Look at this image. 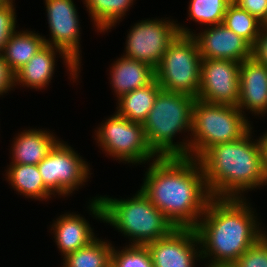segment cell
<instances>
[{"label":"cell","instance_id":"obj_1","mask_svg":"<svg viewBox=\"0 0 267 267\" xmlns=\"http://www.w3.org/2000/svg\"><path fill=\"white\" fill-rule=\"evenodd\" d=\"M141 191L175 228H195L212 196L197 159L156 157Z\"/></svg>","mask_w":267,"mask_h":267},{"label":"cell","instance_id":"obj_2","mask_svg":"<svg viewBox=\"0 0 267 267\" xmlns=\"http://www.w3.org/2000/svg\"><path fill=\"white\" fill-rule=\"evenodd\" d=\"M245 198H212L194 228L207 267H231L266 234ZM212 256V257H211ZM208 257V258H207Z\"/></svg>","mask_w":267,"mask_h":267},{"label":"cell","instance_id":"obj_3","mask_svg":"<svg viewBox=\"0 0 267 267\" xmlns=\"http://www.w3.org/2000/svg\"><path fill=\"white\" fill-rule=\"evenodd\" d=\"M251 133L209 147L197 158L212 198L241 199L244 191L267 185L260 141H251Z\"/></svg>","mask_w":267,"mask_h":267},{"label":"cell","instance_id":"obj_4","mask_svg":"<svg viewBox=\"0 0 267 267\" xmlns=\"http://www.w3.org/2000/svg\"><path fill=\"white\" fill-rule=\"evenodd\" d=\"M90 202V213L128 236L133 242L131 245H146L168 236L175 229L141 189L130 199L100 196Z\"/></svg>","mask_w":267,"mask_h":267},{"label":"cell","instance_id":"obj_5","mask_svg":"<svg viewBox=\"0 0 267 267\" xmlns=\"http://www.w3.org/2000/svg\"><path fill=\"white\" fill-rule=\"evenodd\" d=\"M196 98L184 93L161 90L143 123L148 146L158 157L188 156L189 140L173 143L178 132L192 128Z\"/></svg>","mask_w":267,"mask_h":267},{"label":"cell","instance_id":"obj_6","mask_svg":"<svg viewBox=\"0 0 267 267\" xmlns=\"http://www.w3.org/2000/svg\"><path fill=\"white\" fill-rule=\"evenodd\" d=\"M245 117L237 106L208 103L196 98L190 135L193 137L187 157L197 159L209 147L244 137L252 129Z\"/></svg>","mask_w":267,"mask_h":267},{"label":"cell","instance_id":"obj_7","mask_svg":"<svg viewBox=\"0 0 267 267\" xmlns=\"http://www.w3.org/2000/svg\"><path fill=\"white\" fill-rule=\"evenodd\" d=\"M201 60L197 42L192 35L178 34L155 69V79L162 90L197 98L201 84Z\"/></svg>","mask_w":267,"mask_h":267},{"label":"cell","instance_id":"obj_8","mask_svg":"<svg viewBox=\"0 0 267 267\" xmlns=\"http://www.w3.org/2000/svg\"><path fill=\"white\" fill-rule=\"evenodd\" d=\"M101 125L95 140L116 160L141 164L158 157L148 146L142 123L130 121L116 112Z\"/></svg>","mask_w":267,"mask_h":267},{"label":"cell","instance_id":"obj_9","mask_svg":"<svg viewBox=\"0 0 267 267\" xmlns=\"http://www.w3.org/2000/svg\"><path fill=\"white\" fill-rule=\"evenodd\" d=\"M71 146L58 141L37 165L44 185L53 193L67 196L89 178V166Z\"/></svg>","mask_w":267,"mask_h":267},{"label":"cell","instance_id":"obj_10","mask_svg":"<svg viewBox=\"0 0 267 267\" xmlns=\"http://www.w3.org/2000/svg\"><path fill=\"white\" fill-rule=\"evenodd\" d=\"M179 24L170 20H142L129 31L124 56L157 68L169 44L177 37Z\"/></svg>","mask_w":267,"mask_h":267},{"label":"cell","instance_id":"obj_11","mask_svg":"<svg viewBox=\"0 0 267 267\" xmlns=\"http://www.w3.org/2000/svg\"><path fill=\"white\" fill-rule=\"evenodd\" d=\"M201 84L197 99L208 103L237 106L240 63L232 60L202 59Z\"/></svg>","mask_w":267,"mask_h":267},{"label":"cell","instance_id":"obj_12","mask_svg":"<svg viewBox=\"0 0 267 267\" xmlns=\"http://www.w3.org/2000/svg\"><path fill=\"white\" fill-rule=\"evenodd\" d=\"M177 29L181 35H192L202 59L232 60L241 63L252 56V46L223 24L208 26L198 35L184 26L179 25Z\"/></svg>","mask_w":267,"mask_h":267},{"label":"cell","instance_id":"obj_13","mask_svg":"<svg viewBox=\"0 0 267 267\" xmlns=\"http://www.w3.org/2000/svg\"><path fill=\"white\" fill-rule=\"evenodd\" d=\"M51 40L45 44L62 49L80 67V24L73 0H45ZM50 40V41H49Z\"/></svg>","mask_w":267,"mask_h":267},{"label":"cell","instance_id":"obj_14","mask_svg":"<svg viewBox=\"0 0 267 267\" xmlns=\"http://www.w3.org/2000/svg\"><path fill=\"white\" fill-rule=\"evenodd\" d=\"M198 244L194 228H175L168 236L146 246L154 267H194L196 258H201Z\"/></svg>","mask_w":267,"mask_h":267},{"label":"cell","instance_id":"obj_15","mask_svg":"<svg viewBox=\"0 0 267 267\" xmlns=\"http://www.w3.org/2000/svg\"><path fill=\"white\" fill-rule=\"evenodd\" d=\"M237 107L243 114V109L255 115L267 113V66L253 55L240 63Z\"/></svg>","mask_w":267,"mask_h":267},{"label":"cell","instance_id":"obj_16","mask_svg":"<svg viewBox=\"0 0 267 267\" xmlns=\"http://www.w3.org/2000/svg\"><path fill=\"white\" fill-rule=\"evenodd\" d=\"M58 52L64 58L63 61L73 80L77 79L80 67L62 49L45 44L27 64L15 73V86L22 84L24 87L38 88V90L47 87L54 74L55 54Z\"/></svg>","mask_w":267,"mask_h":267},{"label":"cell","instance_id":"obj_17","mask_svg":"<svg viewBox=\"0 0 267 267\" xmlns=\"http://www.w3.org/2000/svg\"><path fill=\"white\" fill-rule=\"evenodd\" d=\"M110 72V84L118 99L135 89L150 84L155 79L153 67L124 55L114 62Z\"/></svg>","mask_w":267,"mask_h":267},{"label":"cell","instance_id":"obj_18","mask_svg":"<svg viewBox=\"0 0 267 267\" xmlns=\"http://www.w3.org/2000/svg\"><path fill=\"white\" fill-rule=\"evenodd\" d=\"M56 220L51 230L55 234L56 245L64 257L88 245L96 238L90 224L78 214L61 215Z\"/></svg>","mask_w":267,"mask_h":267},{"label":"cell","instance_id":"obj_19","mask_svg":"<svg viewBox=\"0 0 267 267\" xmlns=\"http://www.w3.org/2000/svg\"><path fill=\"white\" fill-rule=\"evenodd\" d=\"M25 131V132H24ZM13 142L10 164L38 165L59 141L46 130H24Z\"/></svg>","mask_w":267,"mask_h":267},{"label":"cell","instance_id":"obj_20","mask_svg":"<svg viewBox=\"0 0 267 267\" xmlns=\"http://www.w3.org/2000/svg\"><path fill=\"white\" fill-rule=\"evenodd\" d=\"M45 45L44 36L33 31L14 32L2 51L3 58L15 74Z\"/></svg>","mask_w":267,"mask_h":267},{"label":"cell","instance_id":"obj_21","mask_svg":"<svg viewBox=\"0 0 267 267\" xmlns=\"http://www.w3.org/2000/svg\"><path fill=\"white\" fill-rule=\"evenodd\" d=\"M161 90L154 79L150 84L123 95L118 99L117 113L130 121L143 124Z\"/></svg>","mask_w":267,"mask_h":267},{"label":"cell","instance_id":"obj_22","mask_svg":"<svg viewBox=\"0 0 267 267\" xmlns=\"http://www.w3.org/2000/svg\"><path fill=\"white\" fill-rule=\"evenodd\" d=\"M6 179L13 189L27 198L50 199L53 194L45 185L37 165L11 164Z\"/></svg>","mask_w":267,"mask_h":267},{"label":"cell","instance_id":"obj_23","mask_svg":"<svg viewBox=\"0 0 267 267\" xmlns=\"http://www.w3.org/2000/svg\"><path fill=\"white\" fill-rule=\"evenodd\" d=\"M113 246L97 237L88 245L63 257L62 267H111Z\"/></svg>","mask_w":267,"mask_h":267},{"label":"cell","instance_id":"obj_24","mask_svg":"<svg viewBox=\"0 0 267 267\" xmlns=\"http://www.w3.org/2000/svg\"><path fill=\"white\" fill-rule=\"evenodd\" d=\"M87 10L100 32L115 26L125 15L133 0H84Z\"/></svg>","mask_w":267,"mask_h":267},{"label":"cell","instance_id":"obj_25","mask_svg":"<svg viewBox=\"0 0 267 267\" xmlns=\"http://www.w3.org/2000/svg\"><path fill=\"white\" fill-rule=\"evenodd\" d=\"M222 24L245 39L252 47L256 44L264 25L233 1L227 7Z\"/></svg>","mask_w":267,"mask_h":267},{"label":"cell","instance_id":"obj_26","mask_svg":"<svg viewBox=\"0 0 267 267\" xmlns=\"http://www.w3.org/2000/svg\"><path fill=\"white\" fill-rule=\"evenodd\" d=\"M233 0H190V19L202 25L222 24L228 5Z\"/></svg>","mask_w":267,"mask_h":267},{"label":"cell","instance_id":"obj_27","mask_svg":"<svg viewBox=\"0 0 267 267\" xmlns=\"http://www.w3.org/2000/svg\"><path fill=\"white\" fill-rule=\"evenodd\" d=\"M111 267H154L146 245H127L121 251L113 247Z\"/></svg>","mask_w":267,"mask_h":267},{"label":"cell","instance_id":"obj_28","mask_svg":"<svg viewBox=\"0 0 267 267\" xmlns=\"http://www.w3.org/2000/svg\"><path fill=\"white\" fill-rule=\"evenodd\" d=\"M231 267H267V235L247 249Z\"/></svg>","mask_w":267,"mask_h":267},{"label":"cell","instance_id":"obj_29","mask_svg":"<svg viewBox=\"0 0 267 267\" xmlns=\"http://www.w3.org/2000/svg\"><path fill=\"white\" fill-rule=\"evenodd\" d=\"M14 10L13 0L0 7V53L15 32L16 13Z\"/></svg>","mask_w":267,"mask_h":267},{"label":"cell","instance_id":"obj_30","mask_svg":"<svg viewBox=\"0 0 267 267\" xmlns=\"http://www.w3.org/2000/svg\"><path fill=\"white\" fill-rule=\"evenodd\" d=\"M241 9L267 24V0H233Z\"/></svg>","mask_w":267,"mask_h":267},{"label":"cell","instance_id":"obj_31","mask_svg":"<svg viewBox=\"0 0 267 267\" xmlns=\"http://www.w3.org/2000/svg\"><path fill=\"white\" fill-rule=\"evenodd\" d=\"M15 85V74L10 70L5 62L2 53H0V95L8 93Z\"/></svg>","mask_w":267,"mask_h":267},{"label":"cell","instance_id":"obj_32","mask_svg":"<svg viewBox=\"0 0 267 267\" xmlns=\"http://www.w3.org/2000/svg\"><path fill=\"white\" fill-rule=\"evenodd\" d=\"M252 55L267 66V25H263L256 44L252 47Z\"/></svg>","mask_w":267,"mask_h":267},{"label":"cell","instance_id":"obj_33","mask_svg":"<svg viewBox=\"0 0 267 267\" xmlns=\"http://www.w3.org/2000/svg\"><path fill=\"white\" fill-rule=\"evenodd\" d=\"M262 152V168L267 176V132L259 138Z\"/></svg>","mask_w":267,"mask_h":267},{"label":"cell","instance_id":"obj_34","mask_svg":"<svg viewBox=\"0 0 267 267\" xmlns=\"http://www.w3.org/2000/svg\"><path fill=\"white\" fill-rule=\"evenodd\" d=\"M11 0H0V7L9 3Z\"/></svg>","mask_w":267,"mask_h":267}]
</instances>
